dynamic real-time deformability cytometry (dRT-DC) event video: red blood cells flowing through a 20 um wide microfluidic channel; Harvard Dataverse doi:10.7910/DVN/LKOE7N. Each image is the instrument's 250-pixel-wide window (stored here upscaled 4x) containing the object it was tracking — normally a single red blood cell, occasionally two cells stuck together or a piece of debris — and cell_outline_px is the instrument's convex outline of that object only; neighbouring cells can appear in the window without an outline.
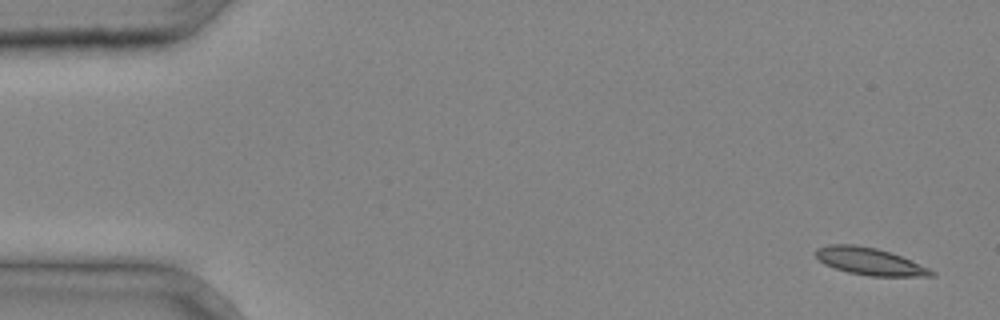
{"species": "common noctule bat (a hibernating species)", "species_latin": "Nyctalus noctula", "temperature_condition": "cold", "stored_images_in_passage": 5, "camera_frame_rate_fps": 3000, "um_per_image_px": 0.085, "animal": {"sex": "male", "body_mass_g": 20.4}, "frame": {"image": 1, "passage_image": 1, "time_ms": 0.0, "image_size_px": [1000, 320], "cell_outline_px": [[936, 276], [868, 276], [848, 272], [824, 264], [816, 256], [816, 248], [828, 244], [856, 244], [876, 248], [900, 256], [928, 268], [936, 272]], "centroid_in_image_um": [73.9, 22.21], "position_along_channel_um": 11.1, "area_um2": 18.15}}